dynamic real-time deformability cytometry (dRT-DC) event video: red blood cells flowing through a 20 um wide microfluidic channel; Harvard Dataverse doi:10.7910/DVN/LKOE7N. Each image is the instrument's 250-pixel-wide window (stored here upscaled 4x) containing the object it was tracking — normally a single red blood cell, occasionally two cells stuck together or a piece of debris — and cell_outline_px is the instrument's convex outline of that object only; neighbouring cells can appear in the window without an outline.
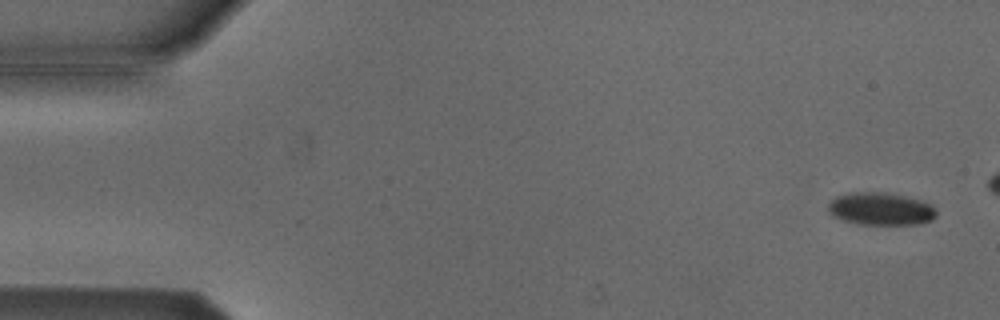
{"species": "Egyptian fruit bat (a non-hibernating species)", "species_latin": "Rousettus aegyptiacus", "temperature_condition": "cold", "stored_images_in_passage": 5, "segment_of_instrument_passage": [2, 2], "camera_frame_rate_fps": 3000, "um_per_image_px": 0.085, "animal": {"sex": "male"}, "frame": {"image": 1, "passage_image": 5, "time_ms": 1.333, "image_size_px": [1000, 320], "cell_outline_px": [[936, 216], [932, 220], [920, 224], [856, 224], [832, 216], [828, 212], [828, 204], [836, 196], [848, 192], [888, 192], [920, 200], [932, 204], [936, 208]], "centroid_in_image_um": [74.86, 17.75], "position_along_channel_um": 10.1, "area_um2": 20.81}}